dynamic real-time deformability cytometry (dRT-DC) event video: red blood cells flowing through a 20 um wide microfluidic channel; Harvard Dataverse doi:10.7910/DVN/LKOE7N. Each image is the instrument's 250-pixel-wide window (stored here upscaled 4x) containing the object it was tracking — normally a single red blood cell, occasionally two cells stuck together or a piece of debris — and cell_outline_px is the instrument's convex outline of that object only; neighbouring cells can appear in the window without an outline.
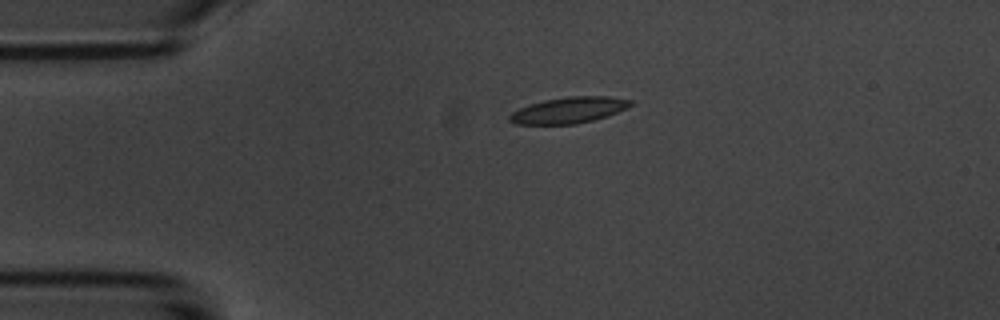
{"species": "common noctule bat (a hibernating species)", "species_latin": "Nyctalus noctula", "temperature_condition": "room temperature", "stored_images_in_passage": 2, "camera_frame_rate_fps": 3000, "um_per_image_px": 0.085, "animal": {"sex": "male", "body_mass_g": 20.1, "forearm_length_mm": 53.5}, "frame": {"image": 1, "passage_image": 1, "time_ms": 0.0, "image_size_px": [1000, 320], "cell_outline_px": [[632, 104], [628, 108], [608, 116], [576, 124], [516, 124], [508, 120], [508, 116], [512, 112], [520, 108], [544, 100], [568, 96], [608, 96], [632, 100]], "centroid_in_image_um": [48.37, 9.36], "position_along_channel_um": 36.6, "area_um2": 18.38}}